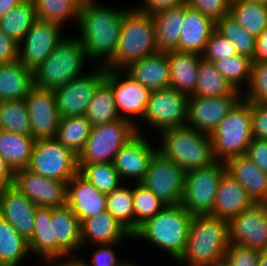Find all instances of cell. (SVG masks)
<instances>
[{
  "mask_svg": "<svg viewBox=\"0 0 267 266\" xmlns=\"http://www.w3.org/2000/svg\"><path fill=\"white\" fill-rule=\"evenodd\" d=\"M225 172V162L217 160L207 167L186 172L181 205L192 215L210 214Z\"/></svg>",
  "mask_w": 267,
  "mask_h": 266,
  "instance_id": "obj_9",
  "label": "cell"
},
{
  "mask_svg": "<svg viewBox=\"0 0 267 266\" xmlns=\"http://www.w3.org/2000/svg\"><path fill=\"white\" fill-rule=\"evenodd\" d=\"M167 204L159 199L152 191L141 183H135L133 187V209L135 218V232L139 226L148 219L154 217Z\"/></svg>",
  "mask_w": 267,
  "mask_h": 266,
  "instance_id": "obj_46",
  "label": "cell"
},
{
  "mask_svg": "<svg viewBox=\"0 0 267 266\" xmlns=\"http://www.w3.org/2000/svg\"><path fill=\"white\" fill-rule=\"evenodd\" d=\"M84 116L92 127L120 119L111 87L103 81L96 89Z\"/></svg>",
  "mask_w": 267,
  "mask_h": 266,
  "instance_id": "obj_39",
  "label": "cell"
},
{
  "mask_svg": "<svg viewBox=\"0 0 267 266\" xmlns=\"http://www.w3.org/2000/svg\"><path fill=\"white\" fill-rule=\"evenodd\" d=\"M208 266H229L225 260H222V261H219V262H216V263H212Z\"/></svg>",
  "mask_w": 267,
  "mask_h": 266,
  "instance_id": "obj_61",
  "label": "cell"
},
{
  "mask_svg": "<svg viewBox=\"0 0 267 266\" xmlns=\"http://www.w3.org/2000/svg\"><path fill=\"white\" fill-rule=\"evenodd\" d=\"M229 14L255 38L267 28L266 4L237 0L231 3Z\"/></svg>",
  "mask_w": 267,
  "mask_h": 266,
  "instance_id": "obj_36",
  "label": "cell"
},
{
  "mask_svg": "<svg viewBox=\"0 0 267 266\" xmlns=\"http://www.w3.org/2000/svg\"><path fill=\"white\" fill-rule=\"evenodd\" d=\"M34 226L33 236L28 241L30 252L49 266L52 263L51 207L37 206Z\"/></svg>",
  "mask_w": 267,
  "mask_h": 266,
  "instance_id": "obj_38",
  "label": "cell"
},
{
  "mask_svg": "<svg viewBox=\"0 0 267 266\" xmlns=\"http://www.w3.org/2000/svg\"><path fill=\"white\" fill-rule=\"evenodd\" d=\"M92 131V124L85 116L60 118L55 138L78 156L84 149Z\"/></svg>",
  "mask_w": 267,
  "mask_h": 266,
  "instance_id": "obj_37",
  "label": "cell"
},
{
  "mask_svg": "<svg viewBox=\"0 0 267 266\" xmlns=\"http://www.w3.org/2000/svg\"><path fill=\"white\" fill-rule=\"evenodd\" d=\"M36 139L0 129V156L15 172L28 167Z\"/></svg>",
  "mask_w": 267,
  "mask_h": 266,
  "instance_id": "obj_32",
  "label": "cell"
},
{
  "mask_svg": "<svg viewBox=\"0 0 267 266\" xmlns=\"http://www.w3.org/2000/svg\"><path fill=\"white\" fill-rule=\"evenodd\" d=\"M159 134L161 145L159 144L157 150L185 173L207 167L216 161L212 141L206 133L184 125L164 130Z\"/></svg>",
  "mask_w": 267,
  "mask_h": 266,
  "instance_id": "obj_4",
  "label": "cell"
},
{
  "mask_svg": "<svg viewBox=\"0 0 267 266\" xmlns=\"http://www.w3.org/2000/svg\"><path fill=\"white\" fill-rule=\"evenodd\" d=\"M158 52L152 17L148 13L129 8L122 18L118 47L109 70H123L130 63Z\"/></svg>",
  "mask_w": 267,
  "mask_h": 266,
  "instance_id": "obj_5",
  "label": "cell"
},
{
  "mask_svg": "<svg viewBox=\"0 0 267 266\" xmlns=\"http://www.w3.org/2000/svg\"><path fill=\"white\" fill-rule=\"evenodd\" d=\"M213 63L221 75L239 92L242 93L243 82L248 86L253 64L251 58L237 53Z\"/></svg>",
  "mask_w": 267,
  "mask_h": 266,
  "instance_id": "obj_45",
  "label": "cell"
},
{
  "mask_svg": "<svg viewBox=\"0 0 267 266\" xmlns=\"http://www.w3.org/2000/svg\"><path fill=\"white\" fill-rule=\"evenodd\" d=\"M99 64L91 73H83L53 90L60 118L84 116L88 103L106 76V67Z\"/></svg>",
  "mask_w": 267,
  "mask_h": 266,
  "instance_id": "obj_14",
  "label": "cell"
},
{
  "mask_svg": "<svg viewBox=\"0 0 267 266\" xmlns=\"http://www.w3.org/2000/svg\"><path fill=\"white\" fill-rule=\"evenodd\" d=\"M186 4L216 23L229 13L231 2L229 0H187Z\"/></svg>",
  "mask_w": 267,
  "mask_h": 266,
  "instance_id": "obj_51",
  "label": "cell"
},
{
  "mask_svg": "<svg viewBox=\"0 0 267 266\" xmlns=\"http://www.w3.org/2000/svg\"><path fill=\"white\" fill-rule=\"evenodd\" d=\"M51 224L52 262L77 258L82 247V228L76 214L67 204L51 208Z\"/></svg>",
  "mask_w": 267,
  "mask_h": 266,
  "instance_id": "obj_17",
  "label": "cell"
},
{
  "mask_svg": "<svg viewBox=\"0 0 267 266\" xmlns=\"http://www.w3.org/2000/svg\"><path fill=\"white\" fill-rule=\"evenodd\" d=\"M214 159L246 155L253 139L251 103L241 98L209 135Z\"/></svg>",
  "mask_w": 267,
  "mask_h": 266,
  "instance_id": "obj_7",
  "label": "cell"
},
{
  "mask_svg": "<svg viewBox=\"0 0 267 266\" xmlns=\"http://www.w3.org/2000/svg\"><path fill=\"white\" fill-rule=\"evenodd\" d=\"M63 28L37 19L18 44V61L31 70L35 69L65 39Z\"/></svg>",
  "mask_w": 267,
  "mask_h": 266,
  "instance_id": "obj_15",
  "label": "cell"
},
{
  "mask_svg": "<svg viewBox=\"0 0 267 266\" xmlns=\"http://www.w3.org/2000/svg\"><path fill=\"white\" fill-rule=\"evenodd\" d=\"M97 0H84L78 16L81 44L88 60H99L107 66L114 58L118 47L122 18L129 8H109L99 5ZM101 57V58H100Z\"/></svg>",
  "mask_w": 267,
  "mask_h": 266,
  "instance_id": "obj_1",
  "label": "cell"
},
{
  "mask_svg": "<svg viewBox=\"0 0 267 266\" xmlns=\"http://www.w3.org/2000/svg\"><path fill=\"white\" fill-rule=\"evenodd\" d=\"M67 205L82 223L107 210L106 193L97 190L77 173L67 183Z\"/></svg>",
  "mask_w": 267,
  "mask_h": 266,
  "instance_id": "obj_23",
  "label": "cell"
},
{
  "mask_svg": "<svg viewBox=\"0 0 267 266\" xmlns=\"http://www.w3.org/2000/svg\"><path fill=\"white\" fill-rule=\"evenodd\" d=\"M259 266H267V247L260 251Z\"/></svg>",
  "mask_w": 267,
  "mask_h": 266,
  "instance_id": "obj_60",
  "label": "cell"
},
{
  "mask_svg": "<svg viewBox=\"0 0 267 266\" xmlns=\"http://www.w3.org/2000/svg\"><path fill=\"white\" fill-rule=\"evenodd\" d=\"M37 206L13 186L0 189V216L29 241L35 229L34 218Z\"/></svg>",
  "mask_w": 267,
  "mask_h": 266,
  "instance_id": "obj_22",
  "label": "cell"
},
{
  "mask_svg": "<svg viewBox=\"0 0 267 266\" xmlns=\"http://www.w3.org/2000/svg\"><path fill=\"white\" fill-rule=\"evenodd\" d=\"M137 134L136 127L126 119L92 127L78 164L113 163L119 150Z\"/></svg>",
  "mask_w": 267,
  "mask_h": 266,
  "instance_id": "obj_8",
  "label": "cell"
},
{
  "mask_svg": "<svg viewBox=\"0 0 267 266\" xmlns=\"http://www.w3.org/2000/svg\"><path fill=\"white\" fill-rule=\"evenodd\" d=\"M120 243H112V244H97L92 245L96 248L94 249V253L92 255L91 262H87L85 259H82V256H77V260L83 266H123L128 260L122 261L117 258L115 245ZM97 246L99 248H97Z\"/></svg>",
  "mask_w": 267,
  "mask_h": 266,
  "instance_id": "obj_49",
  "label": "cell"
},
{
  "mask_svg": "<svg viewBox=\"0 0 267 266\" xmlns=\"http://www.w3.org/2000/svg\"><path fill=\"white\" fill-rule=\"evenodd\" d=\"M123 266H138V265L136 264V262L129 260Z\"/></svg>",
  "mask_w": 267,
  "mask_h": 266,
  "instance_id": "obj_62",
  "label": "cell"
},
{
  "mask_svg": "<svg viewBox=\"0 0 267 266\" xmlns=\"http://www.w3.org/2000/svg\"><path fill=\"white\" fill-rule=\"evenodd\" d=\"M226 172L246 190L254 203L267 201V173L258 168L246 155L225 161Z\"/></svg>",
  "mask_w": 267,
  "mask_h": 266,
  "instance_id": "obj_27",
  "label": "cell"
},
{
  "mask_svg": "<svg viewBox=\"0 0 267 266\" xmlns=\"http://www.w3.org/2000/svg\"><path fill=\"white\" fill-rule=\"evenodd\" d=\"M202 56L183 51L168 52L170 87L188 97L195 92L198 80V67Z\"/></svg>",
  "mask_w": 267,
  "mask_h": 266,
  "instance_id": "obj_29",
  "label": "cell"
},
{
  "mask_svg": "<svg viewBox=\"0 0 267 266\" xmlns=\"http://www.w3.org/2000/svg\"><path fill=\"white\" fill-rule=\"evenodd\" d=\"M0 129L32 137L25 99L0 101Z\"/></svg>",
  "mask_w": 267,
  "mask_h": 266,
  "instance_id": "obj_42",
  "label": "cell"
},
{
  "mask_svg": "<svg viewBox=\"0 0 267 266\" xmlns=\"http://www.w3.org/2000/svg\"><path fill=\"white\" fill-rule=\"evenodd\" d=\"M27 169L45 178L68 183L78 173V156L56 138L37 139Z\"/></svg>",
  "mask_w": 267,
  "mask_h": 266,
  "instance_id": "obj_10",
  "label": "cell"
},
{
  "mask_svg": "<svg viewBox=\"0 0 267 266\" xmlns=\"http://www.w3.org/2000/svg\"><path fill=\"white\" fill-rule=\"evenodd\" d=\"M242 95L218 97L189 96L187 102V126L210 135Z\"/></svg>",
  "mask_w": 267,
  "mask_h": 266,
  "instance_id": "obj_19",
  "label": "cell"
},
{
  "mask_svg": "<svg viewBox=\"0 0 267 266\" xmlns=\"http://www.w3.org/2000/svg\"><path fill=\"white\" fill-rule=\"evenodd\" d=\"M242 98L250 103L267 101V61L252 64L251 77Z\"/></svg>",
  "mask_w": 267,
  "mask_h": 266,
  "instance_id": "obj_47",
  "label": "cell"
},
{
  "mask_svg": "<svg viewBox=\"0 0 267 266\" xmlns=\"http://www.w3.org/2000/svg\"><path fill=\"white\" fill-rule=\"evenodd\" d=\"M36 17L39 20L64 27L65 22H78L81 8L79 0H33Z\"/></svg>",
  "mask_w": 267,
  "mask_h": 266,
  "instance_id": "obj_40",
  "label": "cell"
},
{
  "mask_svg": "<svg viewBox=\"0 0 267 266\" xmlns=\"http://www.w3.org/2000/svg\"><path fill=\"white\" fill-rule=\"evenodd\" d=\"M87 56L78 37L65 38L41 64L33 69V84L43 89L65 85L82 76Z\"/></svg>",
  "mask_w": 267,
  "mask_h": 266,
  "instance_id": "obj_6",
  "label": "cell"
},
{
  "mask_svg": "<svg viewBox=\"0 0 267 266\" xmlns=\"http://www.w3.org/2000/svg\"><path fill=\"white\" fill-rule=\"evenodd\" d=\"M29 253L28 241L0 216V266L22 265Z\"/></svg>",
  "mask_w": 267,
  "mask_h": 266,
  "instance_id": "obj_35",
  "label": "cell"
},
{
  "mask_svg": "<svg viewBox=\"0 0 267 266\" xmlns=\"http://www.w3.org/2000/svg\"><path fill=\"white\" fill-rule=\"evenodd\" d=\"M254 204L246 190L227 172L219 181L212 212L213 217L230 220Z\"/></svg>",
  "mask_w": 267,
  "mask_h": 266,
  "instance_id": "obj_26",
  "label": "cell"
},
{
  "mask_svg": "<svg viewBox=\"0 0 267 266\" xmlns=\"http://www.w3.org/2000/svg\"><path fill=\"white\" fill-rule=\"evenodd\" d=\"M193 216L181 204L166 205L154 217L145 221L132 235L166 251L177 262L183 255Z\"/></svg>",
  "mask_w": 267,
  "mask_h": 266,
  "instance_id": "obj_3",
  "label": "cell"
},
{
  "mask_svg": "<svg viewBox=\"0 0 267 266\" xmlns=\"http://www.w3.org/2000/svg\"><path fill=\"white\" fill-rule=\"evenodd\" d=\"M248 1H255V2H259V3H263L267 5V0H248Z\"/></svg>",
  "mask_w": 267,
  "mask_h": 266,
  "instance_id": "obj_63",
  "label": "cell"
},
{
  "mask_svg": "<svg viewBox=\"0 0 267 266\" xmlns=\"http://www.w3.org/2000/svg\"><path fill=\"white\" fill-rule=\"evenodd\" d=\"M18 60V44L0 29V64Z\"/></svg>",
  "mask_w": 267,
  "mask_h": 266,
  "instance_id": "obj_54",
  "label": "cell"
},
{
  "mask_svg": "<svg viewBox=\"0 0 267 266\" xmlns=\"http://www.w3.org/2000/svg\"><path fill=\"white\" fill-rule=\"evenodd\" d=\"M120 185L106 194L107 211L119 221L132 235L135 233V218L133 209V187Z\"/></svg>",
  "mask_w": 267,
  "mask_h": 266,
  "instance_id": "obj_41",
  "label": "cell"
},
{
  "mask_svg": "<svg viewBox=\"0 0 267 266\" xmlns=\"http://www.w3.org/2000/svg\"><path fill=\"white\" fill-rule=\"evenodd\" d=\"M24 0H0V17L19 5Z\"/></svg>",
  "mask_w": 267,
  "mask_h": 266,
  "instance_id": "obj_58",
  "label": "cell"
},
{
  "mask_svg": "<svg viewBox=\"0 0 267 266\" xmlns=\"http://www.w3.org/2000/svg\"><path fill=\"white\" fill-rule=\"evenodd\" d=\"M33 86V70L18 60L0 64V101L25 99Z\"/></svg>",
  "mask_w": 267,
  "mask_h": 266,
  "instance_id": "obj_31",
  "label": "cell"
},
{
  "mask_svg": "<svg viewBox=\"0 0 267 266\" xmlns=\"http://www.w3.org/2000/svg\"><path fill=\"white\" fill-rule=\"evenodd\" d=\"M246 156L263 172L267 173V140L253 138Z\"/></svg>",
  "mask_w": 267,
  "mask_h": 266,
  "instance_id": "obj_53",
  "label": "cell"
},
{
  "mask_svg": "<svg viewBox=\"0 0 267 266\" xmlns=\"http://www.w3.org/2000/svg\"><path fill=\"white\" fill-rule=\"evenodd\" d=\"M187 0H143L141 5L134 7L138 11L152 14L154 12L178 7L186 4Z\"/></svg>",
  "mask_w": 267,
  "mask_h": 266,
  "instance_id": "obj_55",
  "label": "cell"
},
{
  "mask_svg": "<svg viewBox=\"0 0 267 266\" xmlns=\"http://www.w3.org/2000/svg\"><path fill=\"white\" fill-rule=\"evenodd\" d=\"M229 244L228 220L209 214L194 215L185 251L176 263L183 266H208L222 261Z\"/></svg>",
  "mask_w": 267,
  "mask_h": 266,
  "instance_id": "obj_2",
  "label": "cell"
},
{
  "mask_svg": "<svg viewBox=\"0 0 267 266\" xmlns=\"http://www.w3.org/2000/svg\"><path fill=\"white\" fill-rule=\"evenodd\" d=\"M15 172L0 156V187L12 186Z\"/></svg>",
  "mask_w": 267,
  "mask_h": 266,
  "instance_id": "obj_57",
  "label": "cell"
},
{
  "mask_svg": "<svg viewBox=\"0 0 267 266\" xmlns=\"http://www.w3.org/2000/svg\"><path fill=\"white\" fill-rule=\"evenodd\" d=\"M185 172L158 150L152 156L144 179L140 182L167 205L181 204Z\"/></svg>",
  "mask_w": 267,
  "mask_h": 266,
  "instance_id": "obj_13",
  "label": "cell"
},
{
  "mask_svg": "<svg viewBox=\"0 0 267 266\" xmlns=\"http://www.w3.org/2000/svg\"><path fill=\"white\" fill-rule=\"evenodd\" d=\"M81 244L86 246L97 244L121 243L123 239H131L132 234L117 221L107 210L98 215L85 219L81 223Z\"/></svg>",
  "mask_w": 267,
  "mask_h": 266,
  "instance_id": "obj_28",
  "label": "cell"
},
{
  "mask_svg": "<svg viewBox=\"0 0 267 266\" xmlns=\"http://www.w3.org/2000/svg\"><path fill=\"white\" fill-rule=\"evenodd\" d=\"M260 251L229 244L224 260L229 266H259Z\"/></svg>",
  "mask_w": 267,
  "mask_h": 266,
  "instance_id": "obj_50",
  "label": "cell"
},
{
  "mask_svg": "<svg viewBox=\"0 0 267 266\" xmlns=\"http://www.w3.org/2000/svg\"><path fill=\"white\" fill-rule=\"evenodd\" d=\"M25 102L28 107L32 137L36 140L55 138L60 115L54 91L33 86L25 97Z\"/></svg>",
  "mask_w": 267,
  "mask_h": 266,
  "instance_id": "obj_20",
  "label": "cell"
},
{
  "mask_svg": "<svg viewBox=\"0 0 267 266\" xmlns=\"http://www.w3.org/2000/svg\"><path fill=\"white\" fill-rule=\"evenodd\" d=\"M223 95H242L216 69L213 62L200 60L198 80L192 96L218 97Z\"/></svg>",
  "mask_w": 267,
  "mask_h": 266,
  "instance_id": "obj_33",
  "label": "cell"
},
{
  "mask_svg": "<svg viewBox=\"0 0 267 266\" xmlns=\"http://www.w3.org/2000/svg\"><path fill=\"white\" fill-rule=\"evenodd\" d=\"M216 23L200 11L184 4V19L181 25L179 51L202 55Z\"/></svg>",
  "mask_w": 267,
  "mask_h": 266,
  "instance_id": "obj_25",
  "label": "cell"
},
{
  "mask_svg": "<svg viewBox=\"0 0 267 266\" xmlns=\"http://www.w3.org/2000/svg\"><path fill=\"white\" fill-rule=\"evenodd\" d=\"M267 61V28L256 37L252 63Z\"/></svg>",
  "mask_w": 267,
  "mask_h": 266,
  "instance_id": "obj_56",
  "label": "cell"
},
{
  "mask_svg": "<svg viewBox=\"0 0 267 266\" xmlns=\"http://www.w3.org/2000/svg\"><path fill=\"white\" fill-rule=\"evenodd\" d=\"M188 96L168 87L150 92L147 107L140 121L155 128L158 134L184 126L187 121Z\"/></svg>",
  "mask_w": 267,
  "mask_h": 266,
  "instance_id": "obj_12",
  "label": "cell"
},
{
  "mask_svg": "<svg viewBox=\"0 0 267 266\" xmlns=\"http://www.w3.org/2000/svg\"><path fill=\"white\" fill-rule=\"evenodd\" d=\"M36 20L33 0H24L0 17V29L19 44Z\"/></svg>",
  "mask_w": 267,
  "mask_h": 266,
  "instance_id": "obj_34",
  "label": "cell"
},
{
  "mask_svg": "<svg viewBox=\"0 0 267 266\" xmlns=\"http://www.w3.org/2000/svg\"><path fill=\"white\" fill-rule=\"evenodd\" d=\"M83 266L76 258L67 260L55 261L49 264V266Z\"/></svg>",
  "mask_w": 267,
  "mask_h": 266,
  "instance_id": "obj_59",
  "label": "cell"
},
{
  "mask_svg": "<svg viewBox=\"0 0 267 266\" xmlns=\"http://www.w3.org/2000/svg\"><path fill=\"white\" fill-rule=\"evenodd\" d=\"M13 187L39 207H60L67 204V183L45 178L27 168L15 171Z\"/></svg>",
  "mask_w": 267,
  "mask_h": 266,
  "instance_id": "obj_18",
  "label": "cell"
},
{
  "mask_svg": "<svg viewBox=\"0 0 267 266\" xmlns=\"http://www.w3.org/2000/svg\"><path fill=\"white\" fill-rule=\"evenodd\" d=\"M229 243L259 251L267 247V206L254 203L229 220Z\"/></svg>",
  "mask_w": 267,
  "mask_h": 266,
  "instance_id": "obj_16",
  "label": "cell"
},
{
  "mask_svg": "<svg viewBox=\"0 0 267 266\" xmlns=\"http://www.w3.org/2000/svg\"><path fill=\"white\" fill-rule=\"evenodd\" d=\"M159 52L179 51V38L184 19V5L150 14Z\"/></svg>",
  "mask_w": 267,
  "mask_h": 266,
  "instance_id": "obj_30",
  "label": "cell"
},
{
  "mask_svg": "<svg viewBox=\"0 0 267 266\" xmlns=\"http://www.w3.org/2000/svg\"><path fill=\"white\" fill-rule=\"evenodd\" d=\"M251 115L253 138L267 140V106L251 103Z\"/></svg>",
  "mask_w": 267,
  "mask_h": 266,
  "instance_id": "obj_52",
  "label": "cell"
},
{
  "mask_svg": "<svg viewBox=\"0 0 267 266\" xmlns=\"http://www.w3.org/2000/svg\"><path fill=\"white\" fill-rule=\"evenodd\" d=\"M104 81L112 89L120 118L131 122L136 127L137 133L142 134L138 125L144 116L151 91L123 70L106 69Z\"/></svg>",
  "mask_w": 267,
  "mask_h": 266,
  "instance_id": "obj_11",
  "label": "cell"
},
{
  "mask_svg": "<svg viewBox=\"0 0 267 266\" xmlns=\"http://www.w3.org/2000/svg\"><path fill=\"white\" fill-rule=\"evenodd\" d=\"M123 71L150 91L170 87L168 52H156L130 63Z\"/></svg>",
  "mask_w": 267,
  "mask_h": 266,
  "instance_id": "obj_24",
  "label": "cell"
},
{
  "mask_svg": "<svg viewBox=\"0 0 267 266\" xmlns=\"http://www.w3.org/2000/svg\"><path fill=\"white\" fill-rule=\"evenodd\" d=\"M78 173L97 190L106 194L123 183L113 163L78 164Z\"/></svg>",
  "mask_w": 267,
  "mask_h": 266,
  "instance_id": "obj_43",
  "label": "cell"
},
{
  "mask_svg": "<svg viewBox=\"0 0 267 266\" xmlns=\"http://www.w3.org/2000/svg\"><path fill=\"white\" fill-rule=\"evenodd\" d=\"M152 146L143 134L137 133L119 150L113 164L121 180L130 178L140 183L144 179L150 160L157 151V147Z\"/></svg>",
  "mask_w": 267,
  "mask_h": 266,
  "instance_id": "obj_21",
  "label": "cell"
},
{
  "mask_svg": "<svg viewBox=\"0 0 267 266\" xmlns=\"http://www.w3.org/2000/svg\"><path fill=\"white\" fill-rule=\"evenodd\" d=\"M216 30L235 46L238 54L253 59L256 38L248 33L229 13L216 22Z\"/></svg>",
  "mask_w": 267,
  "mask_h": 266,
  "instance_id": "obj_44",
  "label": "cell"
},
{
  "mask_svg": "<svg viewBox=\"0 0 267 266\" xmlns=\"http://www.w3.org/2000/svg\"><path fill=\"white\" fill-rule=\"evenodd\" d=\"M235 54H237L235 46L215 29L201 56L204 60L215 62Z\"/></svg>",
  "mask_w": 267,
  "mask_h": 266,
  "instance_id": "obj_48",
  "label": "cell"
}]
</instances>
